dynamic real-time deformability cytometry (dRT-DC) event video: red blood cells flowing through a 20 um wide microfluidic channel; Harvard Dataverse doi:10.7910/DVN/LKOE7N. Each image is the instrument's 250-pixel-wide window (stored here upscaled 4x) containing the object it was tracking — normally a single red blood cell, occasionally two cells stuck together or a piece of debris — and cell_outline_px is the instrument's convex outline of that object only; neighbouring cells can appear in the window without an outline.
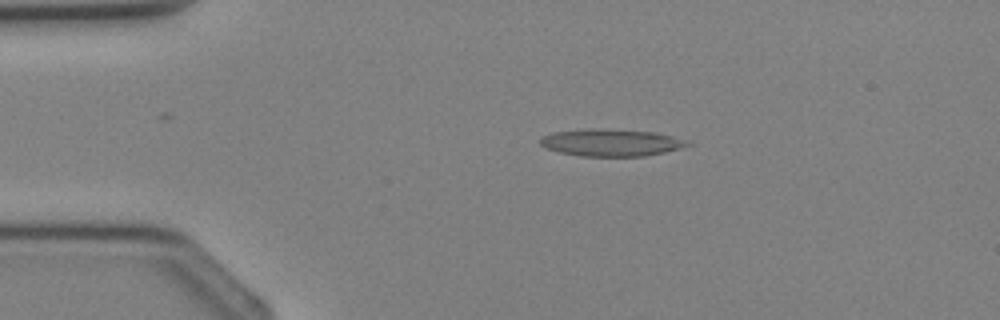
{"species": "Egyptian fruit bat (a non-hibernating species)", "species_latin": "Rousettus aegyptiacus", "temperature_condition": "cold", "stored_images_in_passage": 4, "camera_frame_rate_fps": 3000, "um_per_image_px": 0.085, "animal": {"sex": "female"}, "frame": {"image": 1, "passage_image": 2, "time_ms": 1.0, "image_size_px": [1000, 320], "cell_outline_px": [[692, 144], [680, 148], [664, 152], [644, 156], [580, 156], [560, 152], [544, 148], [540, 144], [540, 136], [552, 132], [588, 128], [604, 128], [652, 132], [672, 136], [688, 140]], "centroid_in_image_um": [51.9, 12.11], "position_along_channel_um": 33.1, "area_um2": 23.47}}
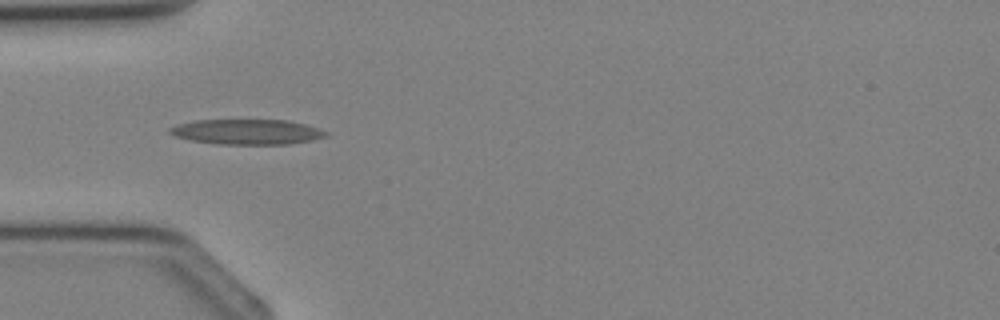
{"frame": {"image": 2, "passage_image": 3, "time_ms": 2.333, "image_size_px": [1000, 320], "cell_outline_px": [[328, 136], [312, 140], [288, 144], [216, 144], [192, 140], [176, 136], [168, 132], [168, 128], [176, 124], [192, 120], [288, 120], [304, 124], [328, 132]], "centroid_in_image_um": [20.96, 11.2], "position_along_channel_um": 64.0, "area_um2": 22.89}}
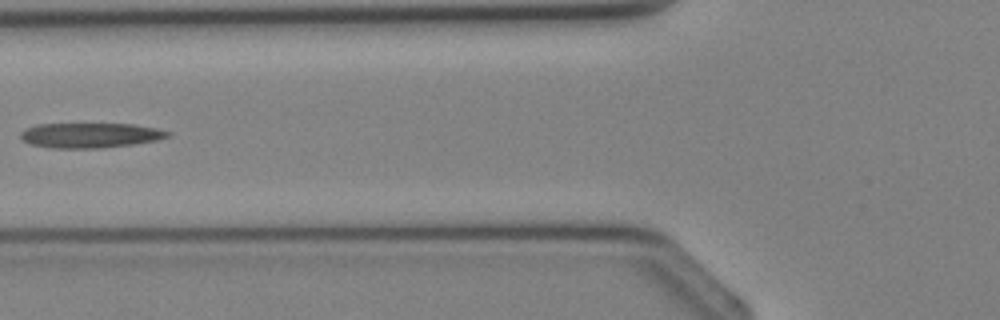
{"frame": {"image": 3, "passage_image": 4, "time_ms": 3.333, "image_size_px": [1000, 320], "cell_outline_px": [[172, 132], [168, 136], [156, 140], [132, 144], [100, 148], [52, 148], [28, 144], [20, 136], [20, 132], [24, 128], [36, 124], [132, 124], [156, 128]], "centroid_in_image_um": [7.61, 11.5], "position_along_channel_um": 118.2, "area_um2": 21.39}}